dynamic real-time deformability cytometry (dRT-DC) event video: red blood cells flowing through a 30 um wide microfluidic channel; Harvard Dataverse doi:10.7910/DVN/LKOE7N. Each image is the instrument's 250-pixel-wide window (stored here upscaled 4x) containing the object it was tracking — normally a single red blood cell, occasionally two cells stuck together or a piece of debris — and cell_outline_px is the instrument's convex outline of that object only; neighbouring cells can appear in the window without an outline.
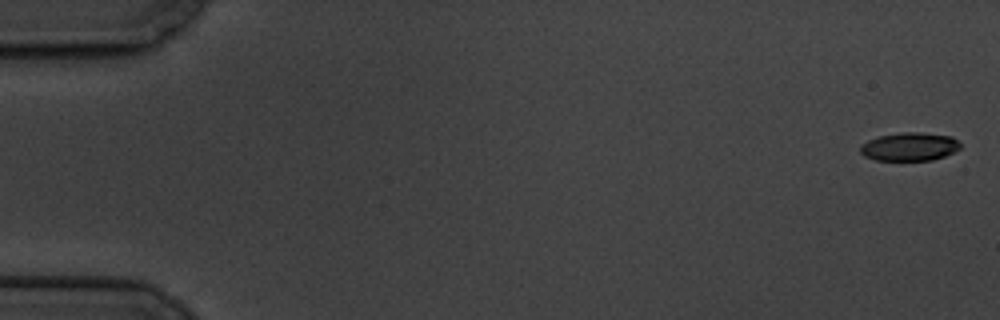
{"species": "common noctule bat (a hibernating species)", "species_latin": "Nyctalus noctula", "temperature_condition": "cold", "stored_images_in_passage": 5, "camera_frame_rate_fps": 3000, "um_per_image_px": 0.085, "animal": {"sex": "male", "body_mass_g": 19.5, "forearm_length_mm": 54.6}, "frame": {"image": 1, "passage_image": 1, "time_ms": 0.0, "image_size_px": [1000, 320], "cell_outline_px": [[960, 148], [944, 156], [932, 160], [876, 160], [864, 156], [860, 152], [860, 144], [868, 140], [880, 136], [900, 132], [920, 132], [952, 136], [960, 144]], "centroid_in_image_um": [77.28, 12.46], "position_along_channel_um": 7.7, "area_um2": 16.47}}
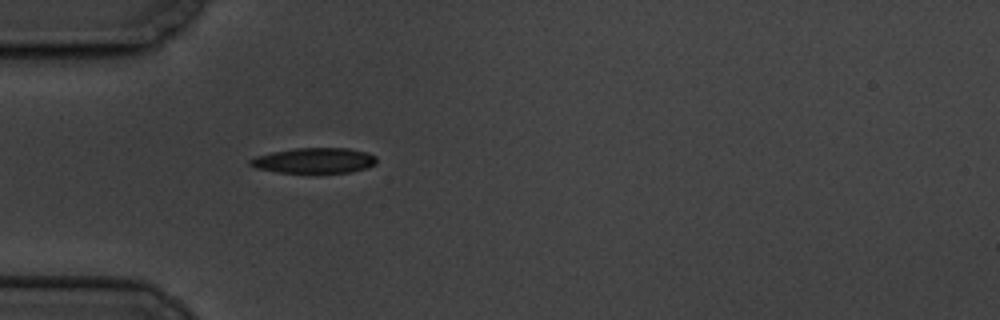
{"frame": {"image": 2, "passage_image": 5, "time_ms": 5.667, "image_size_px": [1000, 320], "cell_outline_px": [[376, 164], [368, 168], [352, 172], [308, 176], [304, 176], [276, 172], [256, 168], [248, 164], [248, 160], [256, 156], [272, 152], [296, 148], [348, 148], [368, 152], [376, 156]], "centroid_in_image_um": [26.72, 13.7], "position_along_channel_um": 58.3, "area_um2": 19.88}}